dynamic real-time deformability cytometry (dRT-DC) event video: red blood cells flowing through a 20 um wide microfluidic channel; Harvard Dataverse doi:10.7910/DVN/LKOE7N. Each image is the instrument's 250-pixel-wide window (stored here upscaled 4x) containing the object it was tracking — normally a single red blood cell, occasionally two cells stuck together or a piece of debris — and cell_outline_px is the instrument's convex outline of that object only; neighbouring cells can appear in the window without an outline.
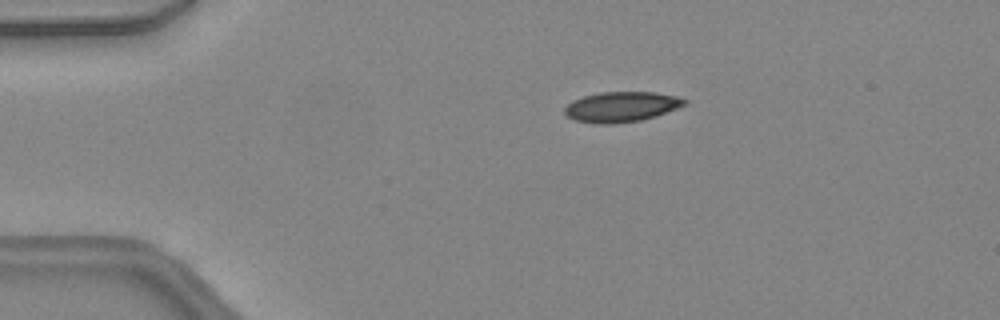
{"species": "common noctule bat (a hibernating species)", "species_latin": "Nyctalus noctula", "temperature_condition": "warm", "stored_images_in_passage": 47, "camera_frame_rate_fps": 3000, "um_per_image_px": 0.085, "animal": {"sex": "female", "body_mass_g": 24.6, "forearm_length_mm": 56.2}, "frame": {"image": 1, "passage_image": 10, "time_ms": 3.0, "image_size_px": [1000, 320], "cell_outline_px": [[688, 104], [656, 116], [640, 120], [616, 124], [596, 124], [576, 120], [568, 116], [564, 112], [564, 108], [572, 100], [584, 96], [600, 92], [656, 92], [680, 96], [688, 100]], "centroid_in_image_um": [52.86, 9.07], "position_along_channel_um": 32.1, "area_um2": 21.33}}
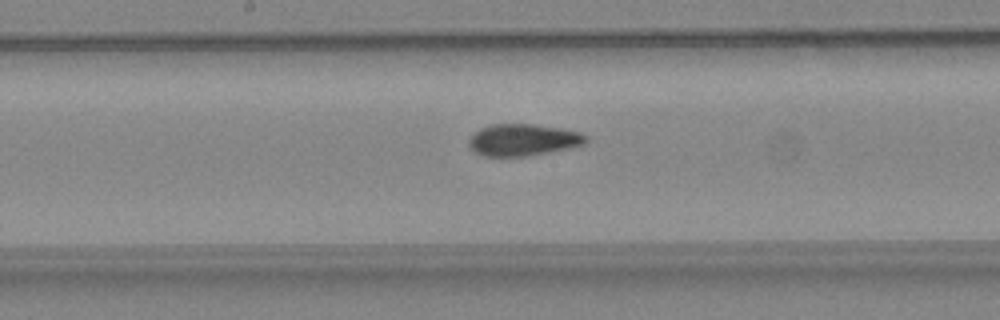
{"frame": {"image": 2, "passage_image": 25, "time_ms": 8.0, "image_size_px": [1000, 320], "cell_outline_px": [[588, 140], [584, 144], [572, 148], [528, 156], [484, 156], [476, 152], [468, 144], [468, 140], [480, 128], [492, 124], [532, 124], [560, 128], [580, 132], [588, 136]], "centroid_in_image_um": [44.5, 11.89], "position_along_channel_um": 203.7, "area_um2": 21.73}}
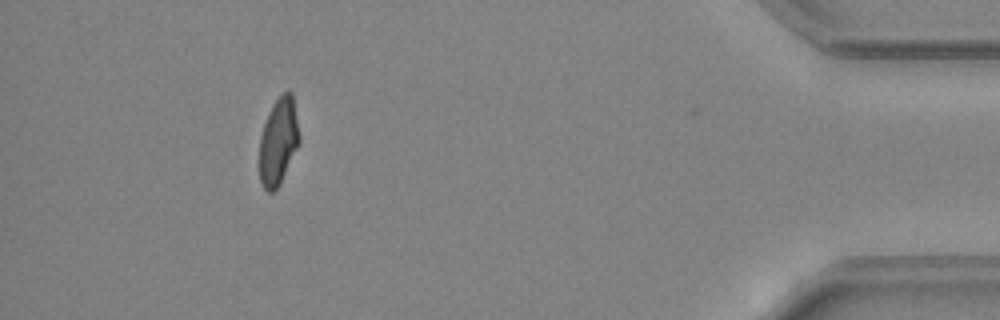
{"frame": {"image": 3, "passage_image": 43, "time_ms": 14.0, "image_size_px": [1000, 320], "cell_outline_px": [[300, 144], [280, 184], [272, 192], [268, 192], [260, 184], [260, 136], [268, 112], [272, 104], [284, 92], [292, 92], [300, 136]], "centroid_in_image_um": [23.67, 12.04], "position_along_channel_um": 411.5, "area_um2": 20.29}, "authors_computed_cell_mechanics": {"area_um2": 21.3282, "velocity_mm_per_s": 4.4719, "shape_relaxation_time_tau1_ms": 7.8569, "shape_relaxation_time_tau2_ms": 1.851, "deformation_change_tau1": 0.208, "deformation_change_tau2": 0.0656}}